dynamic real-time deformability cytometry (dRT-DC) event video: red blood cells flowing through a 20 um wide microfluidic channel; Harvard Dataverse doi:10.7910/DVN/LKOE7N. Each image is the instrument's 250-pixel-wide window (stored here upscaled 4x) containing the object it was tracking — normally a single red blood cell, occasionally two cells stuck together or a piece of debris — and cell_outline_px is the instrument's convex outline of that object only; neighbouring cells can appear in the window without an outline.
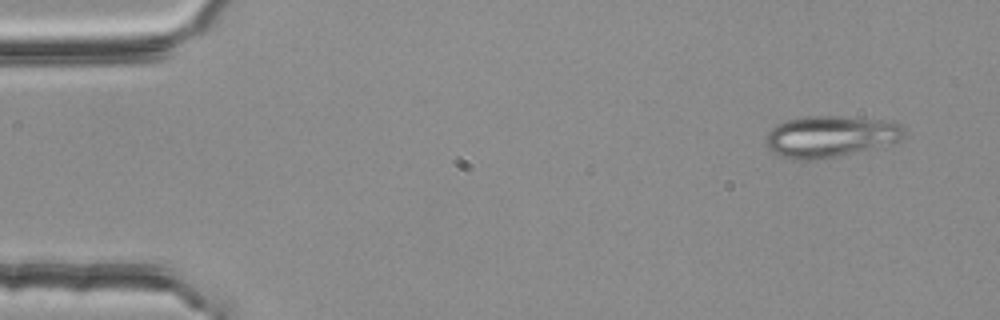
{"species": "common noctule bat (a hibernating species)", "species_latin": "Nyctalus noctula", "temperature_condition": "room temperature", "stored_images_in_passage": 3, "camera_frame_rate_fps": 3000, "um_per_image_px": 0.085, "animal": {"sex": "female", "body_mass_g": 25.1}, "frame": {"image": 1, "passage_image": 1, "time_ms": 0.0, "image_size_px": [1000, 320], "cell_outline_px": [[908, 132], [900, 140], [836, 156], [816, 160], [792, 160], [780, 156], [768, 148], [764, 140], [764, 136], [776, 124], [788, 120], [804, 116], [840, 116], [892, 120], [900, 124]], "centroid_in_image_um": [70.55, 11.58], "position_along_channel_um": 14.5, "area_um2": 33.47}}